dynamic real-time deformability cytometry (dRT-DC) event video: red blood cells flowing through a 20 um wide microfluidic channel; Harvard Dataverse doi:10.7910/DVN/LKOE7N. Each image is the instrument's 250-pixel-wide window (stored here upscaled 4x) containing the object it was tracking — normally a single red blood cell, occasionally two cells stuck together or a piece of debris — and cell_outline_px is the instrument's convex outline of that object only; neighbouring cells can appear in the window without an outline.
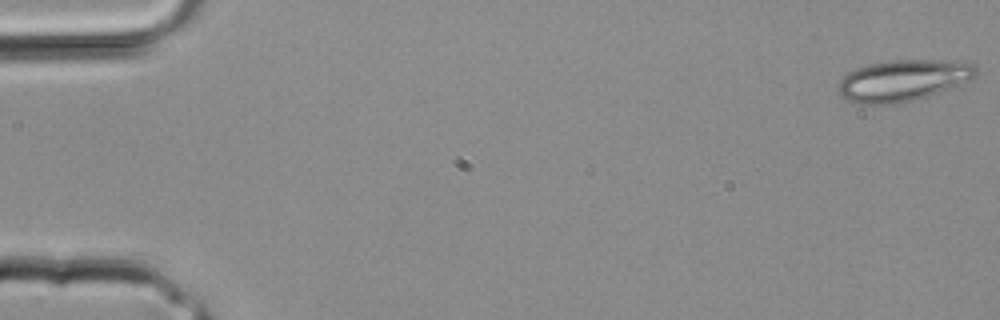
{"species": "common noctule bat (a hibernating species)", "species_latin": "Nyctalus noctula", "temperature_condition": "room temperature", "stored_images_in_passage": 31, "camera_frame_rate_fps": 3000, "um_per_image_px": 0.085, "animal": {"sex": "male", "body_mass_g": 20.4}, "frame": {"image": 1, "passage_image": 1, "time_ms": 0.0, "image_size_px": [1000, 320], "cell_outline_px": [[980, 72], [976, 76], [960, 88], [912, 100], [892, 104], [864, 104], [848, 100], [840, 96], [840, 80], [848, 72], [856, 68], [868, 64], [888, 60], [956, 60], [976, 64]], "centroid_in_image_um": [76.9, 6.82], "position_along_channel_um": 8.1, "area_um2": 33.93}}
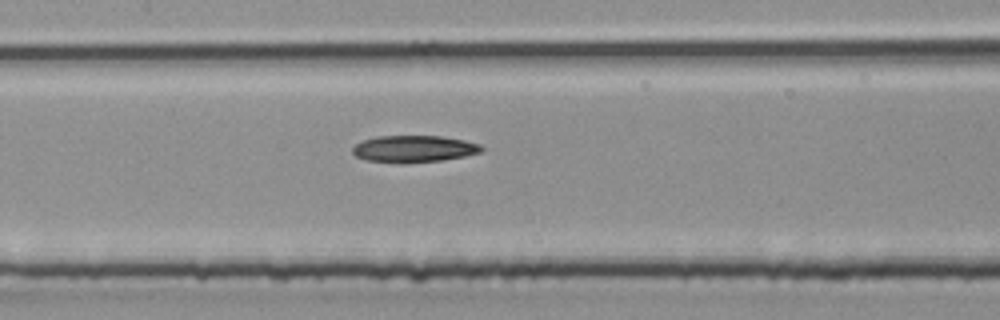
{"frame": {"image": 2, "passage_image": 16, "time_ms": 5.0, "image_size_px": [1000, 320], "cell_outline_px": [[484, 148], [480, 152], [464, 156], [444, 160], [404, 164], [400, 164], [364, 160], [356, 156], [352, 152], [352, 148], [356, 144], [364, 140], [376, 136], [440, 136], [464, 140], [480, 144]], "centroid_in_image_um": [35.15, 12.67], "position_along_channel_um": 172.2, "area_um2": 20.4}}
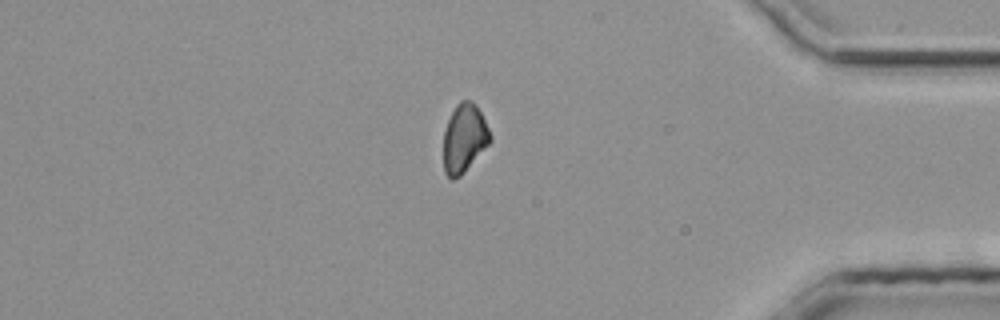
{"frame": {"image": 3, "passage_image": 28, "time_ms": 9.0, "image_size_px": [1000, 320], "cell_outline_px": [[492, 140], [460, 176], [452, 180], [444, 172], [444, 132], [448, 120], [456, 104], [460, 100], [472, 100], [476, 104], [492, 136]], "centroid_in_image_um": [39.46, 11.73], "position_along_channel_um": 395.7, "area_um2": 18.44}}